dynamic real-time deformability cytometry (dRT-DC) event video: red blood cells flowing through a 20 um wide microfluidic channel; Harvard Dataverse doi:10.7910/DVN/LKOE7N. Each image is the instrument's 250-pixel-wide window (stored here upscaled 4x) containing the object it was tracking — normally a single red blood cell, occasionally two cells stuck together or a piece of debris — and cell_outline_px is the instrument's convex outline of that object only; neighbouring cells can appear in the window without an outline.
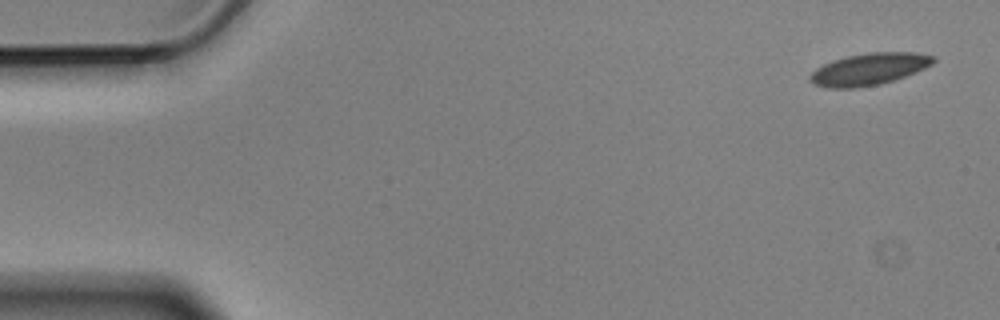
{"species": "Egyptian fruit bat (a non-hibernating species)", "species_latin": "Rousettus aegyptiacus", "temperature_condition": "cold", "stored_images_in_passage": 5, "camera_frame_rate_fps": 3000, "um_per_image_px": 0.085, "animal": {"sex": "male"}, "frame": {"image": 1, "passage_image": 1, "time_ms": 0.0, "image_size_px": [1000, 320], "cell_outline_px": [[936, 60], [932, 64], [924, 68], [904, 76], [892, 80], [876, 84], [852, 88], [828, 88], [816, 84], [808, 80], [808, 76], [816, 68], [832, 60], [848, 56], [868, 52], [916, 52], [936, 56]], "centroid_in_image_um": [73.86, 5.86], "position_along_channel_um": 11.1, "area_um2": 22.72}}
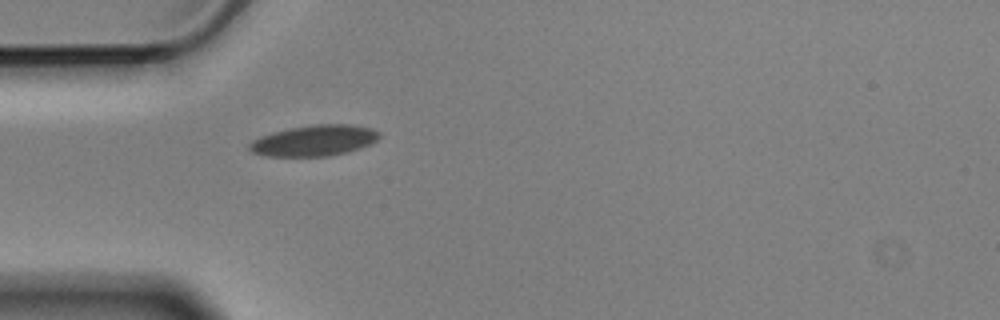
{"frame": {"image": 2, "passage_image": 5, "time_ms": 1.333, "image_size_px": [1000, 320], "cell_outline_px": [[380, 136], [376, 140], [360, 148], [348, 152], [328, 156], [264, 156], [252, 152], [248, 148], [248, 144], [252, 140], [260, 136], [272, 132], [288, 128], [312, 124], [352, 124], [372, 128], [380, 132]], "centroid_in_image_um": [26.69, 11.94], "position_along_channel_um": 58.3, "area_um2": 23.58}}